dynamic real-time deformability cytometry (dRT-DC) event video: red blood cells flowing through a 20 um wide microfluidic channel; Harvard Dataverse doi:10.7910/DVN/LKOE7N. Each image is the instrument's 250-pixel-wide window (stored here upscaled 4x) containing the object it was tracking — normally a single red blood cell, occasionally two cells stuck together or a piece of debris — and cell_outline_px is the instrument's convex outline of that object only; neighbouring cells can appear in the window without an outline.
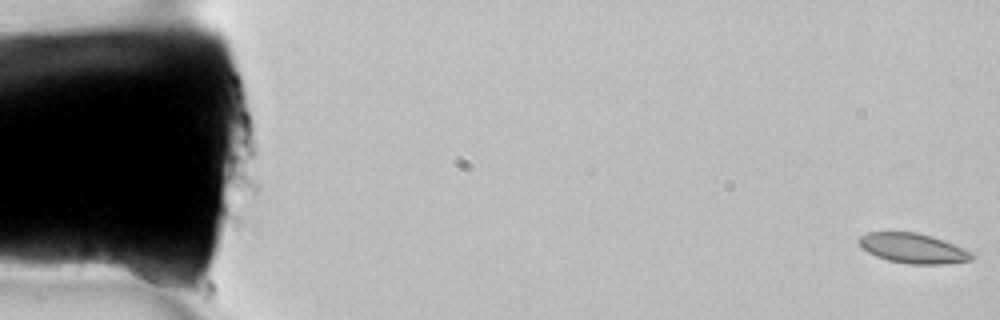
{"species": "common noctule bat (a hibernating species)", "species_latin": "Nyctalus noctula", "temperature_condition": "room temperature", "stored_images_in_passage": 9, "camera_frame_rate_fps": 3000, "um_per_image_px": 0.085, "animal": {"sex": "female", "body_mass_g": 22.7, "forearm_length_mm": 54.2}, "frame": {"image": 1, "passage_image": 1, "time_ms": 0.0, "image_size_px": [1000, 320], "cell_outline_px": [[976, 256], [972, 260], [944, 264], [908, 264], [888, 260], [876, 256], [860, 248], [856, 240], [860, 236], [868, 232], [916, 232], [932, 236], [944, 240], [976, 252]], "centroid_in_image_um": [77.64, 21.1], "position_along_channel_um": 7.4, "area_um2": 20.11}}
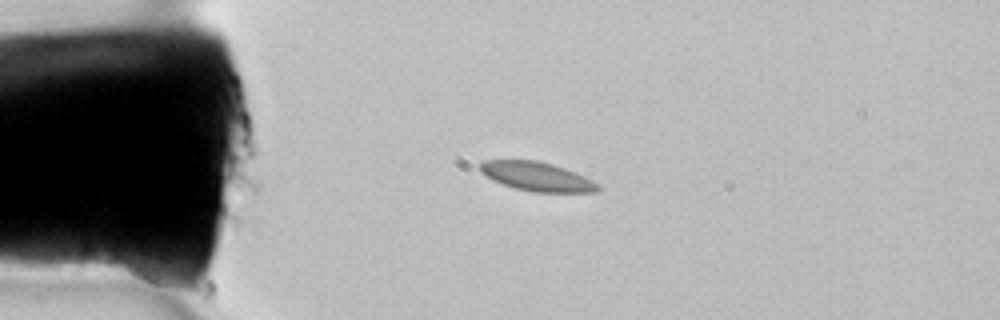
{"frame": {"image": 2, "passage_image": 7, "time_ms": 2.0, "image_size_px": [1000, 320], "cell_outline_px": [[604, 188], [600, 192], [532, 192], [516, 188], [492, 180], [484, 176], [480, 172], [480, 164], [484, 160], [536, 160], [552, 164], [576, 172], [600, 184]], "centroid_in_image_um": [45.68, 15.01], "position_along_channel_um": 39.3, "area_um2": 20.11}}